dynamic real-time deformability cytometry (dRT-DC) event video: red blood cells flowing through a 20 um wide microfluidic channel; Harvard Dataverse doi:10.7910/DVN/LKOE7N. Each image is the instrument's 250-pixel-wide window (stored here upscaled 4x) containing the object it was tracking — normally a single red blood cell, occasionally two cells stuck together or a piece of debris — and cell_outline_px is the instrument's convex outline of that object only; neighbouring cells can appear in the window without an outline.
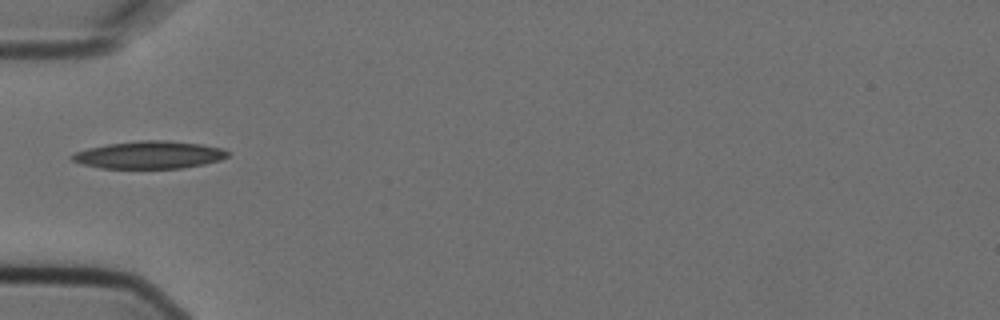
{"species": "Egyptian fruit bat (a non-hibernating species)", "species_latin": "Rousettus aegyptiacus", "temperature_condition": "cold", "stored_images_in_passage": 4, "camera_frame_rate_fps": 3000, "um_per_image_px": 0.085, "animal": {"sex": "female"}, "frame": {"image": 1, "passage_image": 1, "time_ms": 0.0, "image_size_px": [1000, 320], "cell_outline_px": [[232, 152], [228, 156], [220, 160], [204, 164], [184, 168], [100, 168], [84, 164], [72, 160], [68, 156], [76, 152], [88, 148], [108, 144], [140, 140], [168, 140], [200, 144], [224, 148]], "centroid_in_image_um": [12.74, 13.16], "position_along_channel_um": 72.3, "area_um2": 25.09}}
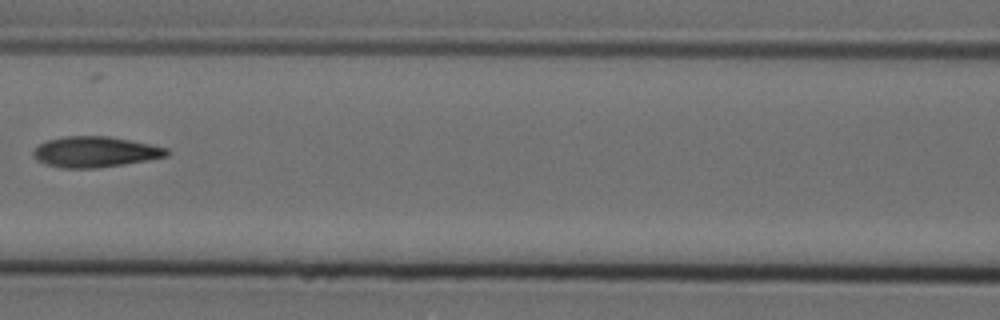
{"frame": {"image": 2, "passage_image": 3, "time_ms": 0.667, "image_size_px": [1000, 320], "cell_outline_px": [[168, 156], [148, 160], [124, 164], [96, 168], [60, 168], [36, 160], [32, 152], [40, 144], [48, 140], [64, 136], [108, 136], [168, 148]], "centroid_in_image_um": [8.08, 12.91], "position_along_channel_um": 158.5, "area_um2": 23.64}}
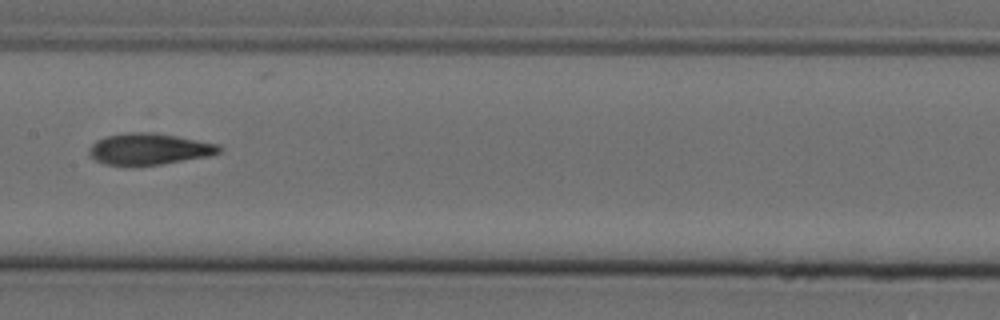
{"frame": {"image": 3, "passage_image": 4, "time_ms": 1.0, "image_size_px": [1000, 320], "cell_outline_px": [[220, 152], [212, 156], [160, 164], [132, 168], [104, 164], [88, 156], [88, 148], [96, 140], [104, 136], [124, 132], [156, 132], [220, 144]], "centroid_in_image_um": [12.62, 12.68], "position_along_channel_um": 194.8, "area_um2": 24.68}}